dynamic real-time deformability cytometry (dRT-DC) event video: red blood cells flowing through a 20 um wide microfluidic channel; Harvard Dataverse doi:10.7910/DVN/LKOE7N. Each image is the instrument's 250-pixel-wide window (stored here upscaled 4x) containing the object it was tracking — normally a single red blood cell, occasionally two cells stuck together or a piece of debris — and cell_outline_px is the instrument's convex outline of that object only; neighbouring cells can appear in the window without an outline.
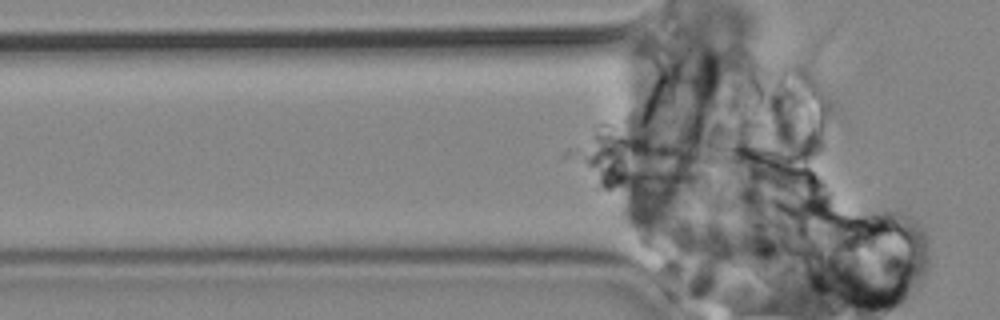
{"species": "common noctule bat (a hibernating species)", "species_latin": "Nyctalus noctula", "temperature_condition": "cold", "stored_images_in_passage": 82, "segment_of_instrument_passage": [1, 2], "camera_frame_rate_fps": 3000, "um_per_image_px": 0.085, "animal": {"sex": "male", "body_mass_g": 19.2, "forearm_length_mm": 51.8}, "frame": {"image": 1, "passage_image": 37, "time_ms": 12.0, "image_size_px": [1000, 320], "cell_outline_px": [[708, 172], [696, 180], [684, 184], [604, 184], [600, 180], [592, 164], [592, 156], [600, 148], [612, 140], [636, 136], [664, 140], [704, 152], [708, 156]], "centroid_in_image_um": [55.11, 13.8], "position_along_channel_um": 70.7, "area_um2": 32.83}}